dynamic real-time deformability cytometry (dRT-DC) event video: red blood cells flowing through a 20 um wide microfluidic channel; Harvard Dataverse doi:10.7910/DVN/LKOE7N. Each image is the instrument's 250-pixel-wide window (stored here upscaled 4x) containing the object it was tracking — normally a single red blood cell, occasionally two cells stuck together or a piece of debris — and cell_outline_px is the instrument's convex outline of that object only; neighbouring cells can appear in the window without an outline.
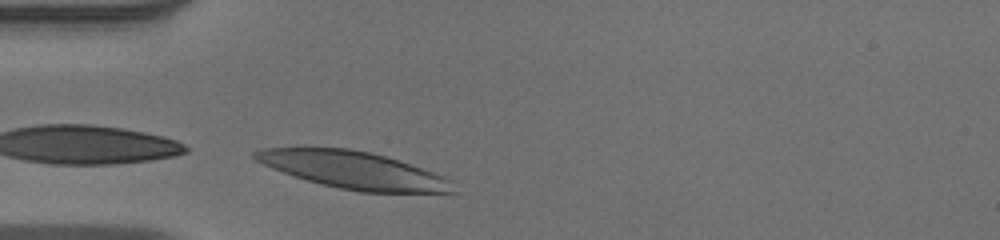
{"species": "human", "species_latin": "Homo sapiens", "temperature_condition": "warm", "stored_images_in_passage": 3, "camera_frame_rate_fps": 3000, "um_per_image_px": 0.085, "donor": {"sex": "male"}, "frame": {"image": 1, "passage_image": 3, "time_ms": 0.667, "image_size_px": [1000, 240], "cell_outline_px": [[456, 192], [360, 192], [340, 188], [308, 180], [272, 168], [256, 160], [252, 156], [252, 152], [264, 148], [352, 148], [384, 156], [444, 176], [448, 180]], "centroid_in_image_um": [30.0, 14.45], "position_along_channel_um": 55.0, "area_um2": 41.85}}